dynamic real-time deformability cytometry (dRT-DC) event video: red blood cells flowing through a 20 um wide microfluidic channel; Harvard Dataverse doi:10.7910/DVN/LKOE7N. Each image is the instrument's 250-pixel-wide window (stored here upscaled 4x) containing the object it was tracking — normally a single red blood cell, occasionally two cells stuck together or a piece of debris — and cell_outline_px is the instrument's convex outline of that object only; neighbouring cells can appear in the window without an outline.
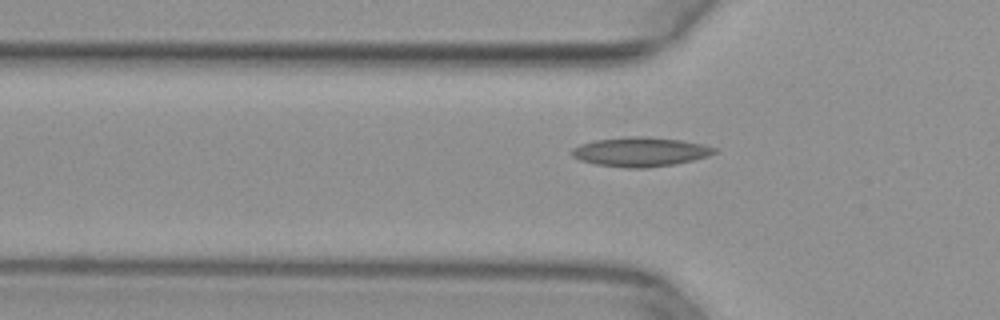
{"species": "common noctule bat (a hibernating species)", "species_latin": "Nyctalus noctula", "temperature_condition": "warm", "stored_images_in_passage": 33, "camera_frame_rate_fps": 3000, "um_per_image_px": 0.085, "animal": {"sex": "female", "body_mass_g": 29.2, "forearm_length_mm": 56.3}, "frame": {"image": 1, "passage_image": 6, "time_ms": 1.667, "image_size_px": [1000, 320], "cell_outline_px": [[720, 152], [708, 156], [676, 164], [648, 168], [628, 168], [596, 164], [580, 160], [572, 156], [572, 148], [580, 144], [592, 140], [624, 136], [648, 136], [680, 140], [704, 144], [716, 148]], "centroid_in_image_um": [54.45, 12.89], "position_along_channel_um": 71.4, "area_um2": 24.68}}
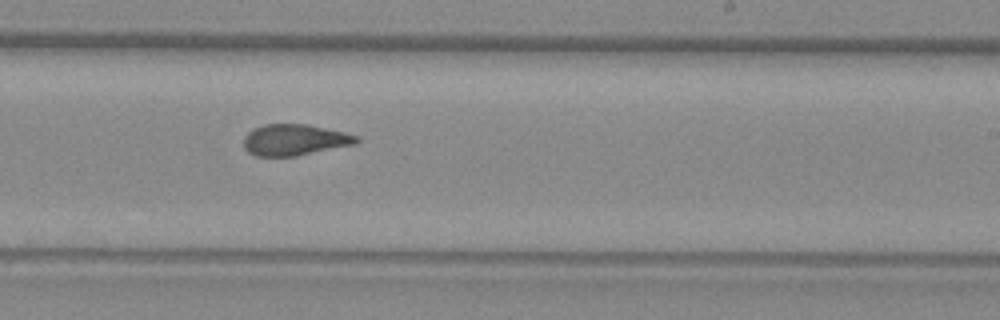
{"frame": {"image": 2, "passage_image": 20, "time_ms": 6.333, "image_size_px": [1000, 320], "cell_outline_px": [[360, 140], [356, 144], [296, 156], [256, 156], [248, 152], [244, 148], [244, 136], [252, 128], [264, 124], [308, 124], [344, 132], [360, 136]], "centroid_in_image_um": [25.05, 11.88], "position_along_channel_um": 264.0, "area_um2": 20.69}}
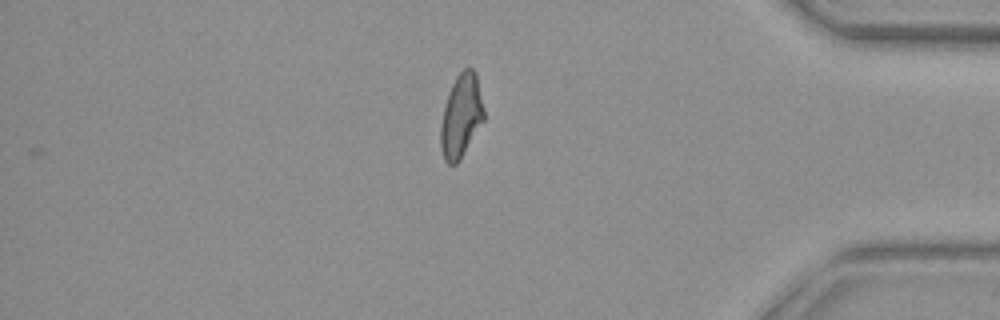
{"frame": {"image": 3, "passage_image": 32, "time_ms": 10.333, "image_size_px": [1000, 320], "cell_outline_px": [[484, 120], [460, 160], [456, 164], [448, 164], [444, 160], [440, 148], [440, 124], [444, 104], [448, 92], [456, 76], [464, 68], [472, 68], [476, 72], [484, 112]], "centroid_in_image_um": [39.17, 9.86], "position_along_channel_um": 396.0, "area_um2": 21.15}}